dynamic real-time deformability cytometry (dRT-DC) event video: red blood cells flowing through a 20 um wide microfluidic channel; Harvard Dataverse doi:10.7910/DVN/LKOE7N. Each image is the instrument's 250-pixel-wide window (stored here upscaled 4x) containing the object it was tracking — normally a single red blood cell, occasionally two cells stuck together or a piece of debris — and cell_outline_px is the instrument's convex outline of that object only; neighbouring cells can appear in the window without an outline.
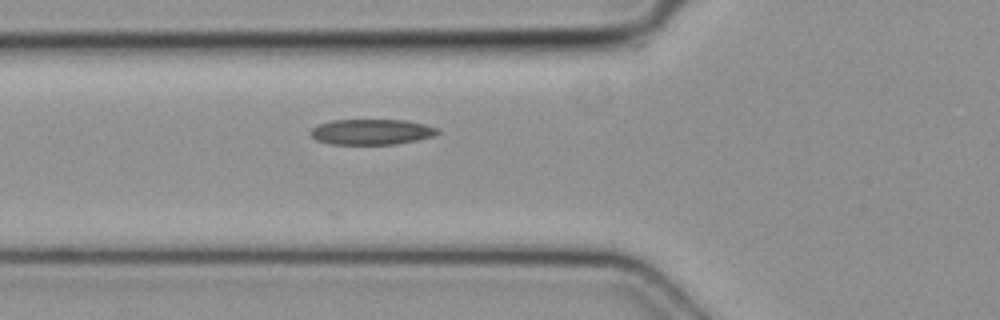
{"species": "common noctule bat (a hibernating species)", "species_latin": "Nyctalus noctula", "temperature_condition": "cold", "stored_images_in_passage": 2, "camera_frame_rate_fps": 3000, "um_per_image_px": 0.085, "animal": {"sex": "female", "body_mass_g": 19.3, "forearm_length_mm": 54.1}, "frame": {"image": 1, "passage_image": 2, "time_ms": 0.333, "image_size_px": [1000, 320], "cell_outline_px": [[440, 132], [432, 136], [416, 140], [396, 144], [328, 144], [316, 140], [308, 132], [312, 128], [320, 124], [332, 120], [404, 120], [424, 124], [436, 128]], "centroid_in_image_um": [31.54, 11.21], "position_along_channel_um": 94.3, "area_um2": 18.79}}